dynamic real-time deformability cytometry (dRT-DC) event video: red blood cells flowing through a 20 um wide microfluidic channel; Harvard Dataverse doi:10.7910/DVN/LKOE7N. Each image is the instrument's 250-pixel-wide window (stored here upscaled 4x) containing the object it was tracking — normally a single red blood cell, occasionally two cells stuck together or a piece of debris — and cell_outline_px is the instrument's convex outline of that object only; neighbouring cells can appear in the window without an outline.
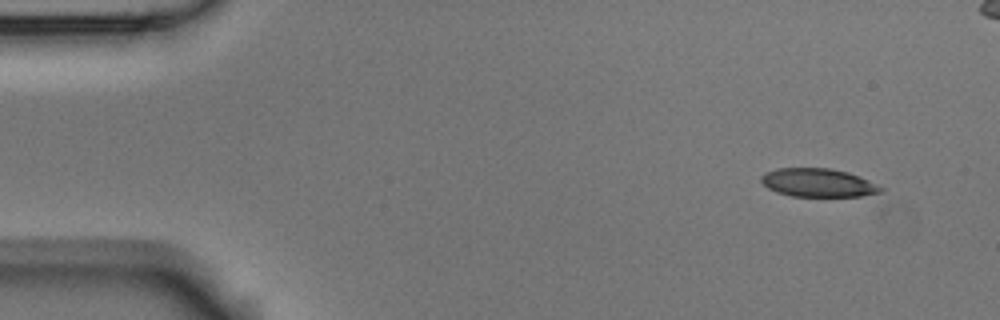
{"species": "Egyptian fruit bat (a non-hibernating species)", "species_latin": "Rousettus aegyptiacus", "temperature_condition": "room temperature", "stored_images_in_passage": 4, "camera_frame_rate_fps": 3000, "um_per_image_px": 0.085, "animal": {"sex": "male"}, "frame": {"image": 1, "passage_image": 1, "time_ms": 0.0, "image_size_px": [1000, 320], "cell_outline_px": [[884, 192], [860, 196], [792, 196], [776, 192], [768, 188], [760, 180], [760, 176], [764, 172], [776, 168], [832, 168], [848, 172], [868, 180], [884, 188]], "centroid_in_image_um": [69.52, 15.52], "position_along_channel_um": 15.5, "area_um2": 19.88}}